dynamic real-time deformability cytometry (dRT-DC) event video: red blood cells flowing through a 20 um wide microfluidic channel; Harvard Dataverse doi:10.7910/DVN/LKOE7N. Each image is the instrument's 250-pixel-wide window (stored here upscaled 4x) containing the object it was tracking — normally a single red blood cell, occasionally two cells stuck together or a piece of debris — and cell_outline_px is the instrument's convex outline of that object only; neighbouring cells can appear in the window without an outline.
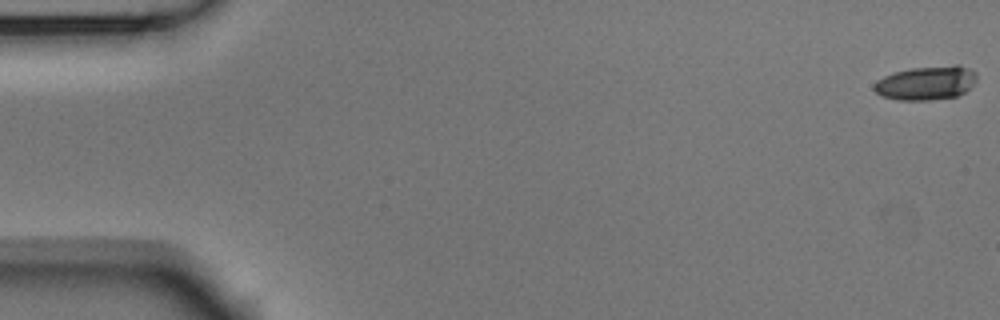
{"species": "Egyptian fruit bat (a non-hibernating species)", "species_latin": "Rousettus aegyptiacus", "temperature_condition": "room temperature", "stored_images_in_passage": 3, "camera_frame_rate_fps": 3000, "um_per_image_px": 0.085, "animal": {"sex": "male"}, "frame": {"image": 1, "passage_image": 1, "time_ms": 0.0, "image_size_px": [1000, 320], "cell_outline_px": [[976, 80], [964, 92], [956, 96], [928, 100], [896, 100], [880, 96], [872, 88], [876, 80], [884, 76], [896, 72], [912, 68], [956, 64], [960, 64], [972, 68], [976, 72]], "centroid_in_image_um": [78.72, 7.04], "position_along_channel_um": 6.3, "area_um2": 20.46}}